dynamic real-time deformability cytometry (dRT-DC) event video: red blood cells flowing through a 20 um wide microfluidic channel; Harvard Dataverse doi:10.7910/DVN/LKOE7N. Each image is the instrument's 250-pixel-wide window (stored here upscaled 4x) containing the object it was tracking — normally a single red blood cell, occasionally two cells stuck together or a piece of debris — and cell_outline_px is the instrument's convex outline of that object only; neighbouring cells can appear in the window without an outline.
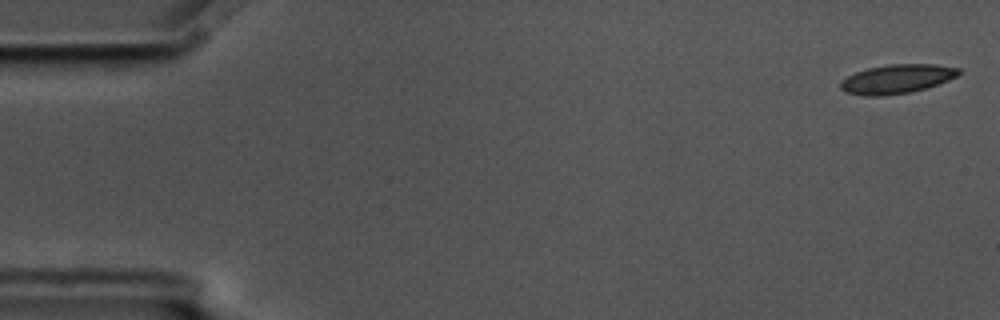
{"species": "common noctule bat (a hibernating species)", "species_latin": "Nyctalus noctula", "temperature_condition": "cold", "stored_images_in_passage": 4, "camera_frame_rate_fps": 3000, "um_per_image_px": 0.085, "animal": {"sex": "male", "body_mass_g": 17.5, "forearm_length_mm": 52.3}, "frame": {"image": 1, "passage_image": 1, "time_ms": 0.0, "image_size_px": [1000, 320], "cell_outline_px": [[960, 72], [956, 76], [948, 80], [912, 92], [880, 96], [868, 96], [844, 92], [840, 88], [840, 80], [856, 72], [868, 68], [888, 64], [936, 64], [960, 68]], "centroid_in_image_um": [76.2, 6.71], "position_along_channel_um": 8.8, "area_um2": 19.94}}
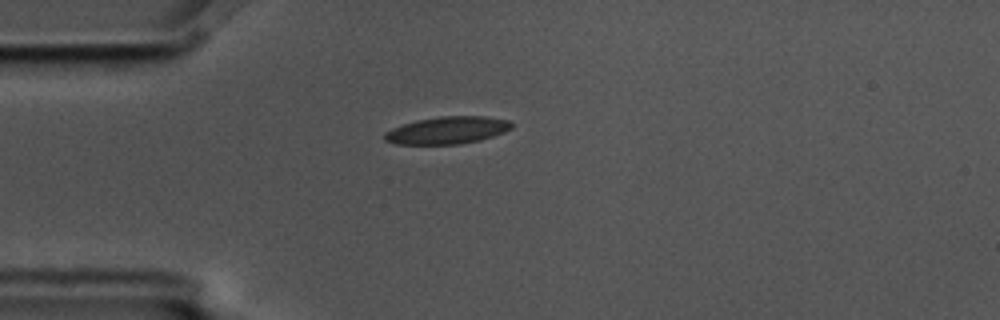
{"frame": {"image": 2, "passage_image": 4, "time_ms": 1.0, "image_size_px": [1000, 320], "cell_outline_px": [[512, 128], [504, 132], [480, 140], [460, 144], [396, 144], [384, 140], [384, 132], [392, 128], [416, 120], [440, 116], [484, 116], [512, 120]], "centroid_in_image_um": [38.04, 11.07], "position_along_channel_um": 47.0, "area_um2": 20.29}}